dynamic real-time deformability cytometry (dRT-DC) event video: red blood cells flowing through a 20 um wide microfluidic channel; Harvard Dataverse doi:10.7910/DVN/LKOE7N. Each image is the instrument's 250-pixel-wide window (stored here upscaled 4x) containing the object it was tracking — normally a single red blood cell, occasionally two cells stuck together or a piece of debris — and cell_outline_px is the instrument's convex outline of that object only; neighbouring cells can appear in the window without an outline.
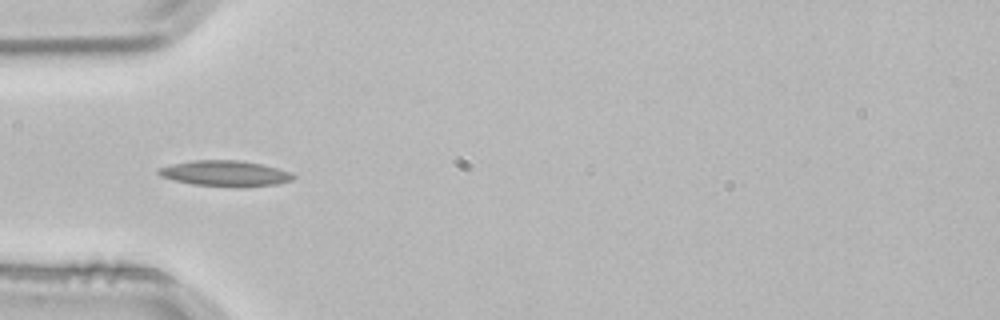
{"species": "common noctule bat (a hibernating species)", "species_latin": "Nyctalus noctula", "temperature_condition": "room temperature", "stored_images_in_passage": 1, "camera_frame_rate_fps": 3000, "um_per_image_px": 0.085, "animal": {"sex": "male", "body_mass_g": 21.5, "forearm_length_mm": 52.0}, "frame": {"image": 1, "passage_image": 1, "time_ms": 0.0, "image_size_px": [1000, 320], "cell_outline_px": [[296, 176], [292, 180], [276, 184], [244, 188], [192, 184], [160, 176], [156, 172], [156, 168], [172, 164], [192, 160], [240, 160], [264, 164], [292, 172]], "centroid_in_image_um": [19.17, 14.74], "position_along_channel_um": 65.8, "area_um2": 20.52}}